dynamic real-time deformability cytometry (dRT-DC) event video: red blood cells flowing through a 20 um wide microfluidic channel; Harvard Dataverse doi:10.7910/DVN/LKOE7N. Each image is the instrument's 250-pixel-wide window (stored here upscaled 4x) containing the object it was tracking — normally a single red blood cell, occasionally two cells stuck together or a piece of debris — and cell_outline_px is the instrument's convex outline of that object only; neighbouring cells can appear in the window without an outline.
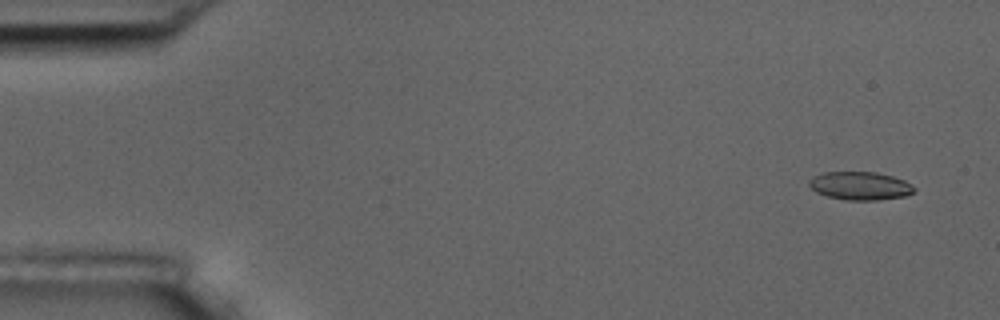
{"species": "common noctule bat (a hibernating species)", "species_latin": "Nyctalus noctula", "temperature_condition": "room temperature", "stored_images_in_passage": 6, "camera_frame_rate_fps": 3000, "um_per_image_px": 0.085, "animal": {"sex": "male", "body_mass_g": 17.5, "forearm_length_mm": 52.3}, "frame": {"image": 1, "passage_image": 1, "time_ms": 0.0, "image_size_px": [1000, 320], "cell_outline_px": [[916, 192], [904, 196], [876, 200], [844, 200], [828, 196], [816, 192], [808, 184], [808, 180], [824, 172], [876, 172], [892, 176], [904, 180], [916, 188]], "centroid_in_image_um": [73.13, 15.8], "position_along_channel_um": 11.9, "area_um2": 17.22}}
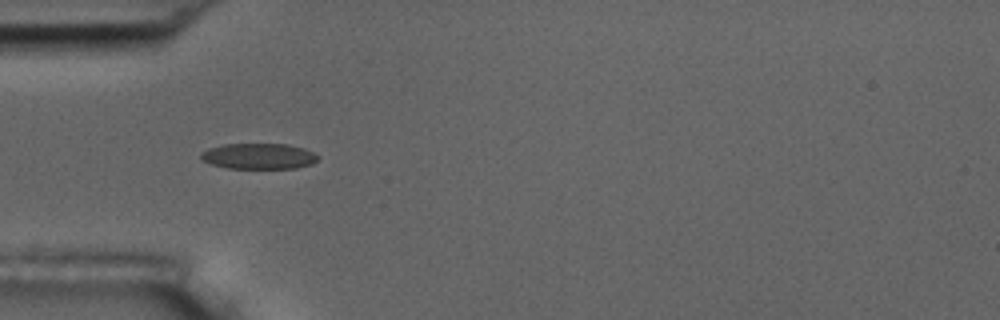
{"frame": {"image": 2, "passage_image": 5, "time_ms": 4.667, "image_size_px": [1000, 320], "cell_outline_px": [[320, 156], [312, 164], [296, 168], [228, 168], [212, 164], [200, 160], [200, 152], [208, 148], [224, 144], [288, 144], [304, 148]], "centroid_in_image_um": [21.97, 13.27], "position_along_channel_um": 63.0, "area_um2": 17.63}}